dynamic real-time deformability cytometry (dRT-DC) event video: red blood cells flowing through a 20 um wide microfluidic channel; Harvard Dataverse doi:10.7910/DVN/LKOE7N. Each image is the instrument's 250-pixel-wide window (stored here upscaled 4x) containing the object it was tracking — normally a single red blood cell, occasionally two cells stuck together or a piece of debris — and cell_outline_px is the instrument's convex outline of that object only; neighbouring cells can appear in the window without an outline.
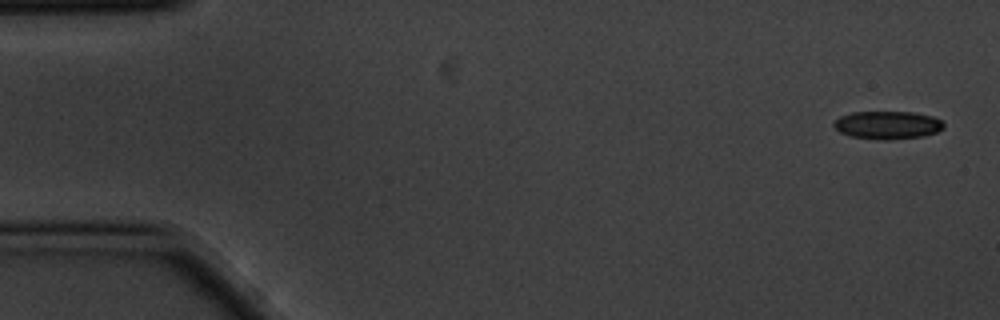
{"species": "common noctule bat (a hibernating species)", "species_latin": "Nyctalus noctula", "temperature_condition": "cold", "stored_images_in_passage": 5, "camera_frame_rate_fps": 3000, "um_per_image_px": 0.085, "animal": {"sex": "male", "body_mass_g": 20.1, "forearm_length_mm": 53.5}, "frame": {"image": 1, "passage_image": 1, "time_ms": 0.0, "image_size_px": [1000, 320], "cell_outline_px": [[944, 128], [936, 132], [924, 136], [884, 140], [848, 136], [840, 132], [832, 124], [840, 116], [852, 112], [916, 112], [932, 116], [940, 120], [944, 124]], "centroid_in_image_um": [75.44, 10.62], "position_along_channel_um": 9.6, "area_um2": 17.92}}
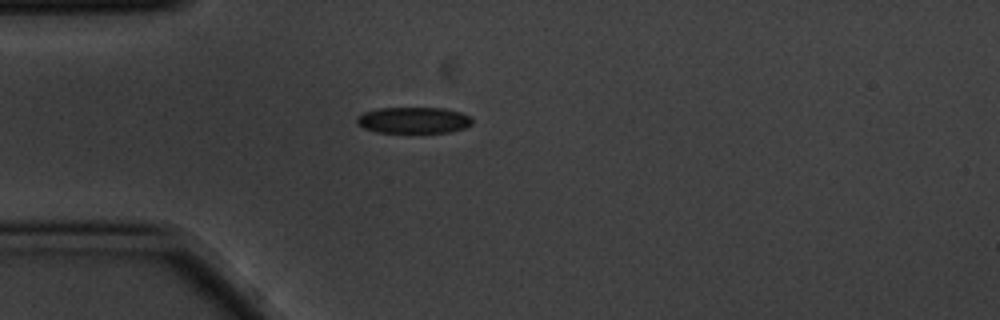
{"frame": {"image": 2, "passage_image": 4, "time_ms": 1.0, "image_size_px": [1000, 320], "cell_outline_px": [[472, 124], [464, 128], [452, 132], [376, 132], [364, 128], [356, 124], [356, 116], [364, 112], [376, 108], [444, 108], [460, 112], [472, 116]], "centroid_in_image_um": [35.14, 10.21], "position_along_channel_um": 49.9, "area_um2": 17.8}}